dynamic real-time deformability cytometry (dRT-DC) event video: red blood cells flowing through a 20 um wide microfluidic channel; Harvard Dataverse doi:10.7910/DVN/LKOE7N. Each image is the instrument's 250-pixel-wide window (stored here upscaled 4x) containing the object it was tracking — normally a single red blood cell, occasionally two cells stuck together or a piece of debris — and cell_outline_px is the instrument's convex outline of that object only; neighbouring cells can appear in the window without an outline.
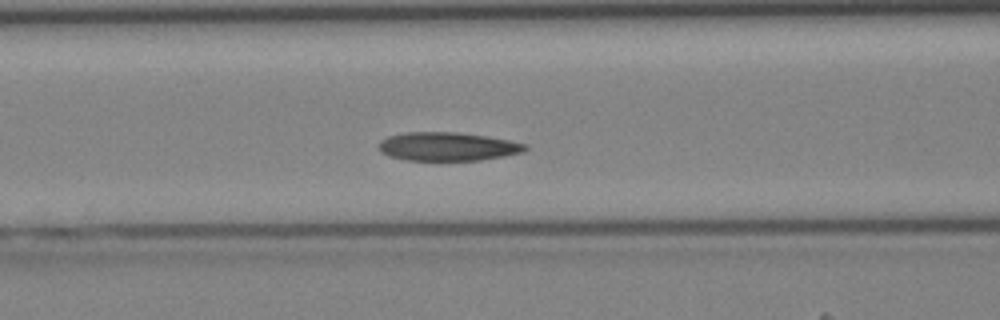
{"species": "Egyptian fruit bat (a non-hibernating species)", "species_latin": "Rousettus aegyptiacus", "temperature_condition": "cold", "stored_images_in_passage": 34, "camera_frame_rate_fps": 3000, "um_per_image_px": 0.085, "animal": {"sex": "female"}, "frame": {"image": 1, "passage_image": 9, "time_ms": 2.667, "image_size_px": [1000, 320], "cell_outline_px": [[528, 148], [524, 152], [504, 156], [480, 160], [404, 160], [388, 156], [380, 152], [380, 140], [388, 136], [404, 132], [456, 132], [484, 136], [508, 140], [528, 144]], "centroid_in_image_um": [38.04, 12.46], "position_along_channel_um": 128.6, "area_um2": 24.39}}
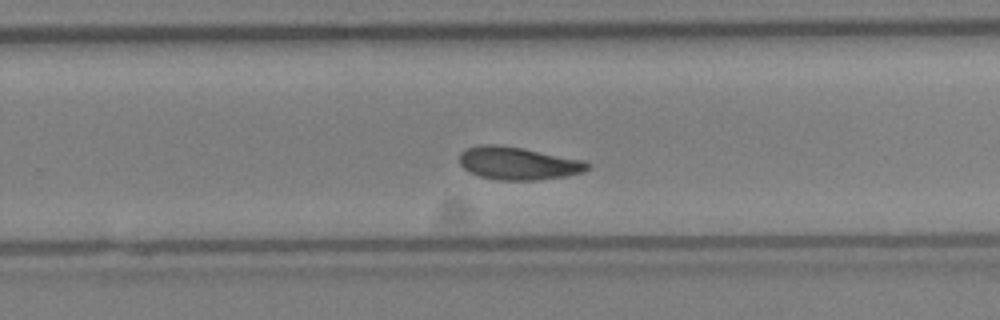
{"frame": {"image": 2, "passage_image": 19, "time_ms": 6.0, "image_size_px": [1000, 320], "cell_outline_px": [[592, 168], [584, 172], [568, 176], [536, 180], [500, 180], [480, 176], [468, 172], [460, 164], [460, 152], [464, 148], [480, 144], [496, 144], [520, 148], [584, 160], [592, 164]], "centroid_in_image_um": [44.06, 13.88], "position_along_channel_um": 285.7, "area_um2": 24.68}}
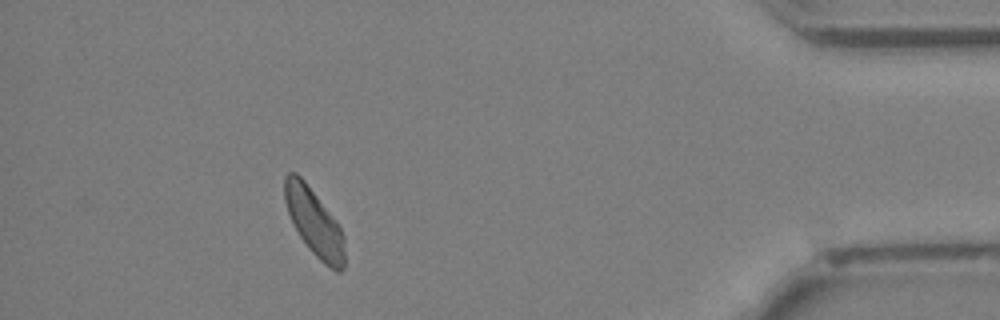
{"frame": {"image": 3, "passage_image": 30, "time_ms": 9.667, "image_size_px": [1000, 320], "cell_outline_px": [[344, 268], [340, 272], [336, 272], [324, 264], [308, 248], [300, 236], [288, 212], [284, 200], [284, 176], [288, 172], [296, 172], [304, 180], [336, 220], [344, 236]], "centroid_in_image_um": [26.71, 18.9], "position_along_channel_um": 408.5, "area_um2": 23.29}}